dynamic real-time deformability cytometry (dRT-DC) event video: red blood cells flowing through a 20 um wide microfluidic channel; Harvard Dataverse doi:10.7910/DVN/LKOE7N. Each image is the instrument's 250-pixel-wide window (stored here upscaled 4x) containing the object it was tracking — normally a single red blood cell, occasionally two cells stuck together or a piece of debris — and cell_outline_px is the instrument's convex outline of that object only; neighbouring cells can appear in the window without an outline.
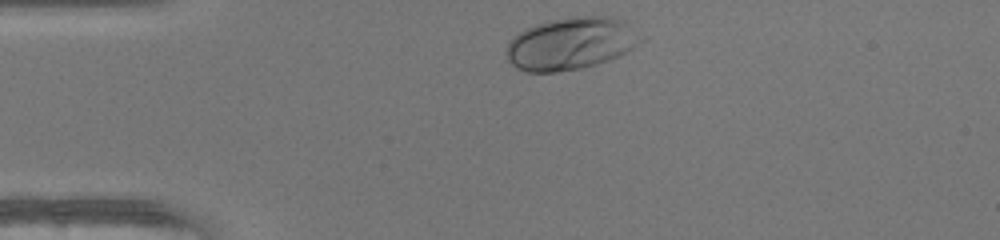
{"species": "human", "species_latin": "Homo sapiens", "temperature_condition": "warm", "stored_images_in_passage": 29, "camera_frame_rate_fps": 3000, "um_per_image_px": 0.085, "donor": {"sex": "female"}, "frame": {"image": 1, "passage_image": 1, "time_ms": 0.0, "image_size_px": [1000, 240], "cell_outline_px": [[648, 36], [644, 40], [620, 56], [596, 64], [580, 68], [556, 72], [524, 72], [516, 68], [508, 60], [508, 44], [524, 28], [548, 20], [572, 16], [612, 16], [628, 20]], "centroid_in_image_um": [48.65, 3.67], "position_along_channel_um": 36.3, "area_um2": 41.79}}
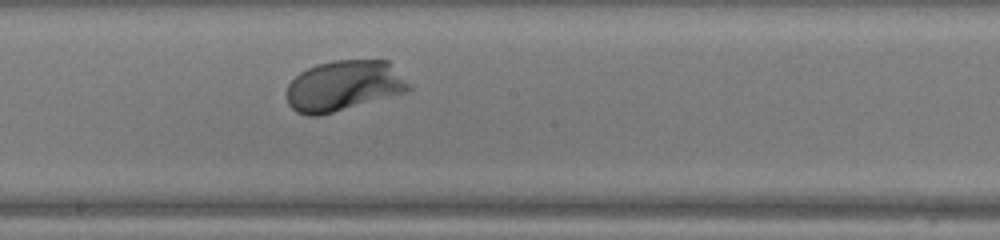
{"frame": {"image": 2, "passage_image": 17, "time_ms": 5.333, "image_size_px": [1000, 240], "cell_outline_px": [[412, 88], [408, 92], [320, 116], [308, 116], [296, 112], [288, 104], [284, 96], [288, 84], [300, 72], [316, 64], [332, 60], [388, 60]], "centroid_in_image_um": [29.18, 7.3], "position_along_channel_um": 219.0, "area_um2": 36.3}}
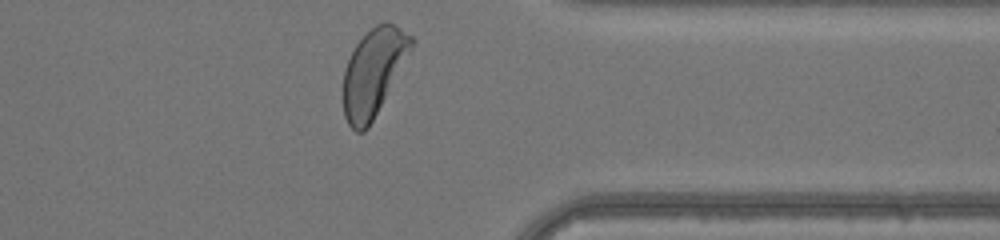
{"frame": {"image": 3, "passage_image": 29, "time_ms": 9.333, "image_size_px": [1000, 240], "cell_outline_px": [[416, 40], [412, 48], [368, 128], [364, 132], [356, 132], [348, 124], [344, 116], [344, 68], [356, 44], [376, 24], [392, 24], [412, 36]], "centroid_in_image_um": [31.73, 6.16], "position_along_channel_um": 379.7, "area_um2": 33.52}, "authors_computed_cell_mechanics": {"area_um2": 35.6626, "velocity_mm_per_s": 4.1951, "shape_relaxation_time_tau1_ms": 1.2869, "shape_relaxation_time_tau2_ms": null, "deformation_change_tau1": 0.142, "deformation_change_tau2": null}}